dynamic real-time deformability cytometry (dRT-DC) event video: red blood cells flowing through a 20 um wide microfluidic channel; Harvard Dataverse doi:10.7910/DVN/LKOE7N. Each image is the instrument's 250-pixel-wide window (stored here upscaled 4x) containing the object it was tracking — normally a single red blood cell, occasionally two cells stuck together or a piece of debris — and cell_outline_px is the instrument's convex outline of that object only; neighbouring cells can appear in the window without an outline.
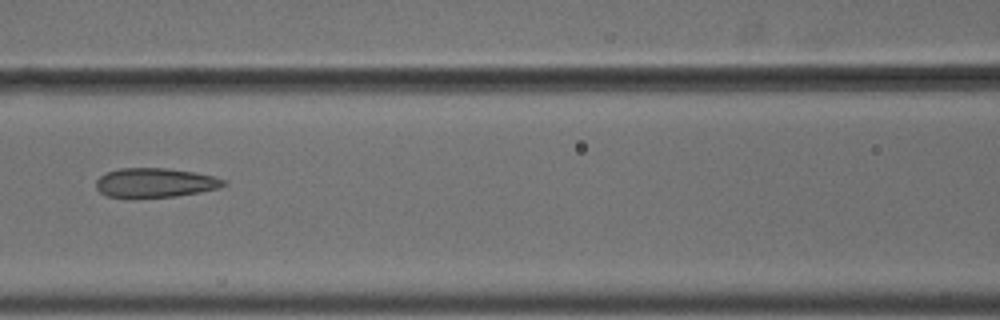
{"species": "common noctule bat (a hibernating species)", "species_latin": "Nyctalus noctula", "temperature_condition": "cold", "stored_images_in_passage": 7, "camera_frame_rate_fps": 3000, "um_per_image_px": 0.085, "animal": {"sex": "male", "body_mass_g": 18.8}, "frame": {"image": 1, "passage_image": 7, "time_ms": 2.0, "image_size_px": [1000, 320], "cell_outline_px": [[228, 184], [220, 188], [200, 192], [176, 196], [132, 200], [108, 196], [100, 192], [96, 188], [96, 180], [100, 176], [108, 172], [120, 168], [168, 168], [196, 172], [216, 176], [224, 180]], "centroid_in_image_um": [13.19, 15.56], "position_along_channel_um": 153.4, "area_um2": 22.54}}